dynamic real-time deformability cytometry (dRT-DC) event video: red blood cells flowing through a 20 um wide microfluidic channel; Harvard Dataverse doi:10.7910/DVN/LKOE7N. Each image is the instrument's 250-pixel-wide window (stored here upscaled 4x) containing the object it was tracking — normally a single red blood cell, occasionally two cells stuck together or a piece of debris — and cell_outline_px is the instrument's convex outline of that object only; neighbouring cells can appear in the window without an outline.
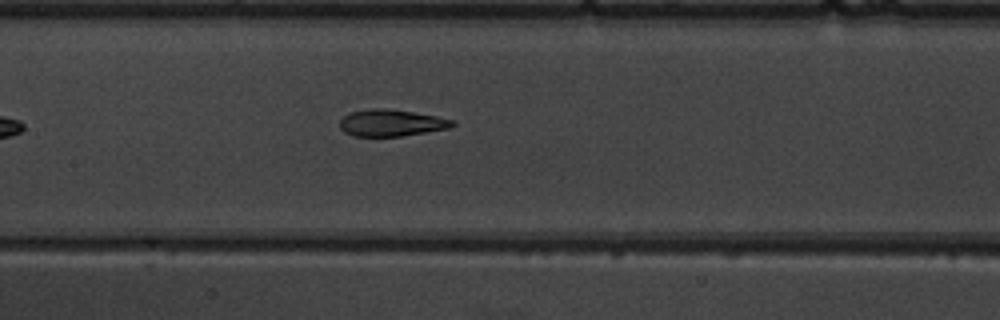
{"species": "common noctule bat (a hibernating species)", "species_latin": "Nyctalus noctula", "temperature_condition": "warm", "stored_images_in_passage": 7, "camera_frame_rate_fps": 3000, "um_per_image_px": 0.085, "animal": {"sex": "male", "body_mass_g": 19.5, "forearm_length_mm": 54.6}, "frame": {"image": 1, "passage_image": 7, "time_ms": 8.0, "image_size_px": [1000, 320], "cell_outline_px": [[456, 124], [452, 128], [400, 136], [352, 136], [344, 132], [340, 128], [340, 120], [344, 116], [352, 112], [372, 108], [384, 108], [412, 112], [436, 116], [456, 120]], "centroid_in_image_um": [33.29, 10.45], "position_along_channel_um": 174.1, "area_um2": 17.57}}